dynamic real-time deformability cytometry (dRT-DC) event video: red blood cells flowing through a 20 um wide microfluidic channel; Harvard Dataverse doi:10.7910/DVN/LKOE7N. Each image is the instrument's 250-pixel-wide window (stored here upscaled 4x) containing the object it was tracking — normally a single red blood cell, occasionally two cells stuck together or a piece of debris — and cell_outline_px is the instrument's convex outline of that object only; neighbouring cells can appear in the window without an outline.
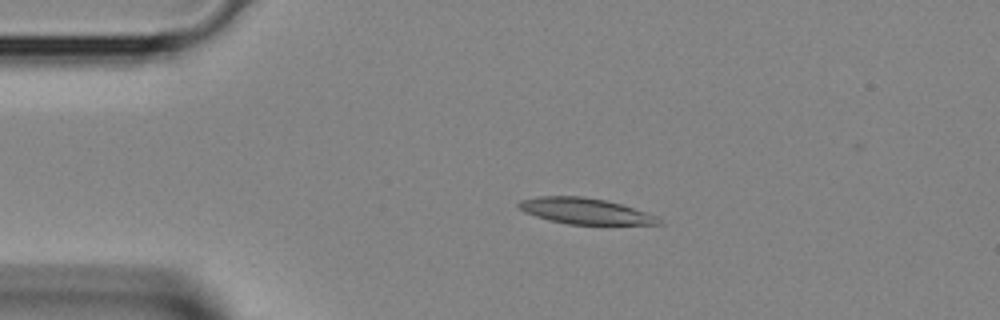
{"species": "Egyptian fruit bat (a non-hibernating species)", "species_latin": "Rousettus aegyptiacus", "temperature_condition": "room temperature", "stored_images_in_passage": 3, "camera_frame_rate_fps": 3000, "um_per_image_px": 0.085, "animal": {"sex": "female"}, "frame": {"image": 1, "passage_image": 2, "time_ms": 0.333, "image_size_px": [1000, 320], "cell_outline_px": [[664, 224], [568, 224], [548, 220], [524, 212], [516, 204], [520, 200], [540, 196], [580, 196], [604, 200], [620, 204], [660, 216], [664, 220]], "centroid_in_image_um": [49.77, 17.94], "position_along_channel_um": 35.2, "area_um2": 21.15}}